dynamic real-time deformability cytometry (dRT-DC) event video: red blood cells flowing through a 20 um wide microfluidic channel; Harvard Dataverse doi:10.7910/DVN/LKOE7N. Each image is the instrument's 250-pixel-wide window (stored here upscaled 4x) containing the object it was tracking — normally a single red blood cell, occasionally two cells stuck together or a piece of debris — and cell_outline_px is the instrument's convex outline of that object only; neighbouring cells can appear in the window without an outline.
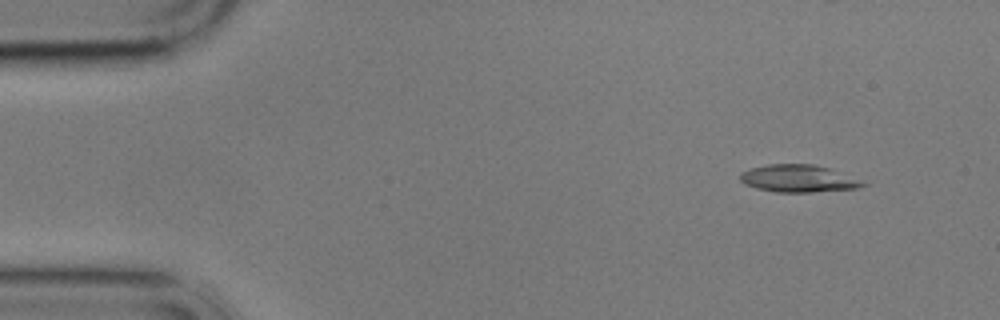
{"species": "common noctule bat (a hibernating species)", "species_latin": "Nyctalus noctula", "temperature_condition": "cold", "stored_images_in_passage": 13, "camera_frame_rate_fps": 3000, "um_per_image_px": 0.085, "animal": {"sex": "male", "body_mass_g": 17.9}, "frame": {"image": 1, "passage_image": 2, "time_ms": 1.333, "image_size_px": [1000, 320], "cell_outline_px": [[868, 184], [860, 188], [812, 192], [776, 192], [756, 188], [744, 184], [740, 180], [740, 172], [748, 168], [768, 164], [812, 164], [828, 168]], "centroid_in_image_um": [67.78, 15.18], "position_along_channel_um": 17.2, "area_um2": 19.42}}
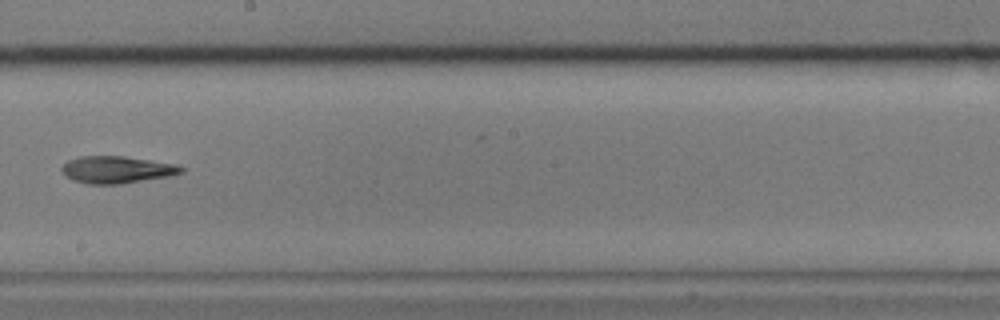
{"frame": {"image": 2, "passage_image": 9, "time_ms": 10.333, "image_size_px": [1000, 320], "cell_outline_px": [[184, 172], [168, 176], [120, 184], [88, 184], [72, 180], [64, 176], [60, 172], [60, 168], [68, 160], [80, 156], [124, 156], [176, 164], [184, 168]], "centroid_in_image_um": [9.87, 14.42], "position_along_channel_um": 238.3, "area_um2": 18.96}}
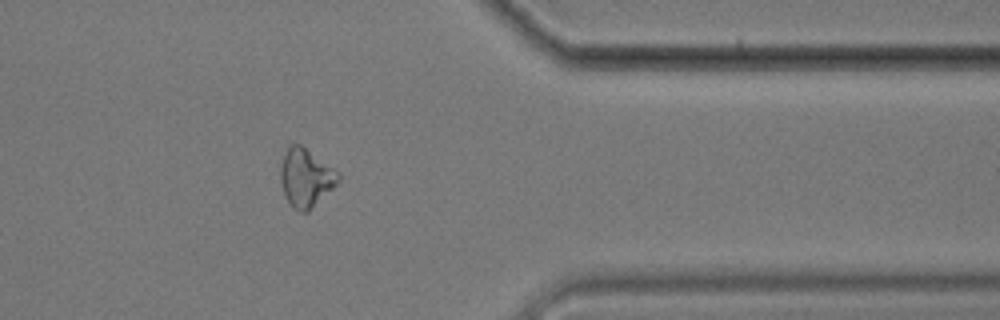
{"frame": {"image": 3, "passage_image": 13, "time_ms": 15.0, "image_size_px": [1000, 320], "cell_outline_px": [[340, 180], [308, 212], [300, 212], [292, 208], [284, 196], [280, 180], [280, 164], [288, 144], [300, 144], [332, 168], [340, 176]], "centroid_in_image_um": [25.93, 15.12], "position_along_channel_um": 385.5, "area_um2": 19.42}}